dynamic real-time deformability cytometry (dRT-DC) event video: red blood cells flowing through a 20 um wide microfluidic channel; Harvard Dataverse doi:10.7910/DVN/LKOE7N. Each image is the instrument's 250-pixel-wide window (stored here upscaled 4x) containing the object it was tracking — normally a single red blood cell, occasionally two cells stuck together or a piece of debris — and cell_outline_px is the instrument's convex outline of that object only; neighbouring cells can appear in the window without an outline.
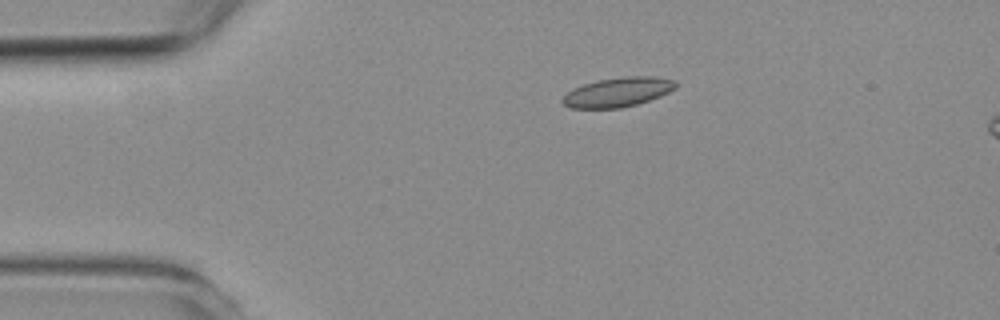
{"species": "common noctule bat (a hibernating species)", "species_latin": "Nyctalus noctula", "temperature_condition": "room temperature", "stored_images_in_passage": 6, "camera_frame_rate_fps": 3000, "um_per_image_px": 0.085, "animal": {"sex": "female", "body_mass_g": 19.3, "forearm_length_mm": 54.1}, "frame": {"image": 1, "passage_image": 3, "time_ms": 2.333, "image_size_px": [1000, 320], "cell_outline_px": [[676, 88], [660, 96], [636, 104], [620, 108], [568, 108], [560, 100], [572, 88], [596, 80], [624, 76], [656, 76], [676, 80]], "centroid_in_image_um": [52.5, 7.82], "position_along_channel_um": 32.5, "area_um2": 19.48}}
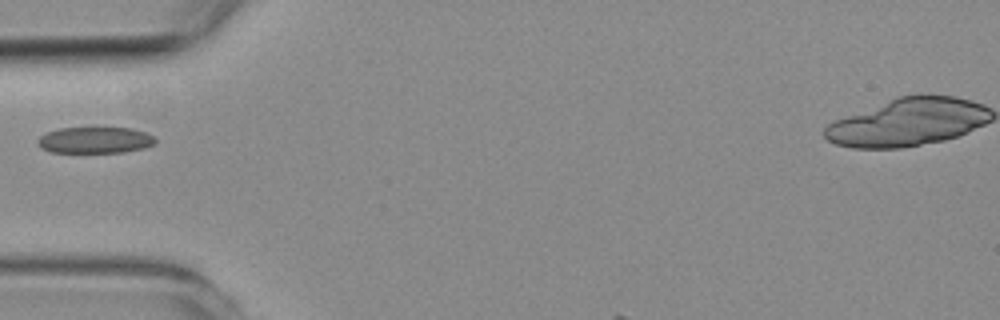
{"frame": {"image": 2, "passage_image": 5, "time_ms": 4.667, "image_size_px": [1000, 320], "cell_outline_px": [[156, 144], [144, 148], [124, 152], [52, 152], [40, 148], [36, 144], [36, 140], [44, 132], [60, 128], [132, 128], [156, 136]], "centroid_in_image_um": [8.07, 11.91], "position_along_channel_um": 76.9, "area_um2": 18.26}}
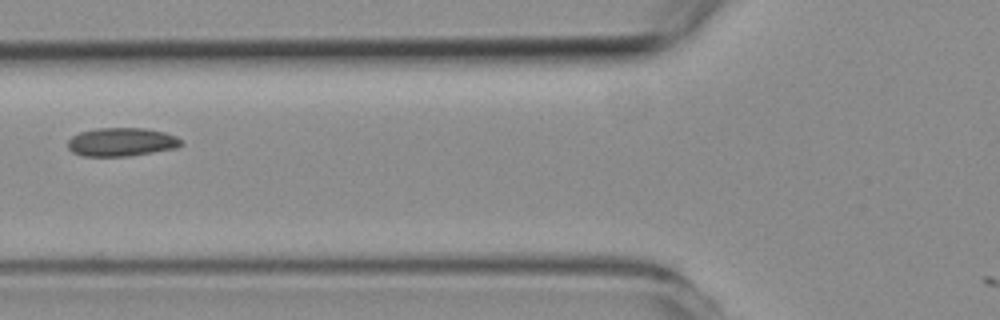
{"frame": {"image": 3, "passage_image": 6, "time_ms": 5.667, "image_size_px": [1000, 320], "cell_outline_px": [[184, 144], [176, 148], [128, 156], [84, 156], [72, 152], [68, 148], [68, 140], [72, 136], [80, 132], [96, 128], [144, 128], [164, 132], [176, 136], [184, 140]], "centroid_in_image_um": [10.35, 12.06], "position_along_channel_um": 115.5, "area_um2": 18.9}}